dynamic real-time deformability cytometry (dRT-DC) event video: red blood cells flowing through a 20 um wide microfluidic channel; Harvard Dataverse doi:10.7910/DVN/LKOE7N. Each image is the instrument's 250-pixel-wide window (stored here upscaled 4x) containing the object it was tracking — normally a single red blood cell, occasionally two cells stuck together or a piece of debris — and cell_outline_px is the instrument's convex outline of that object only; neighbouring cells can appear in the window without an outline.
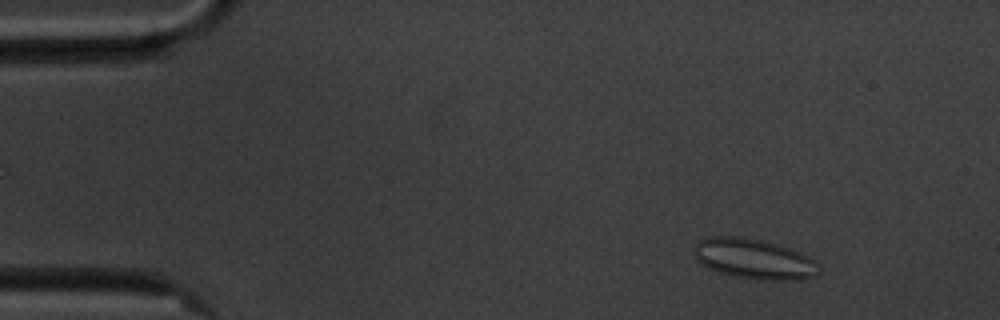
{"species": "common noctule bat (a hibernating species)", "species_latin": "Nyctalus noctula", "temperature_condition": "cold", "stored_images_in_passage": 56, "camera_frame_rate_fps": 3000, "um_per_image_px": 0.085, "animal": {"sex": "male", "body_mass_g": 20.1, "forearm_length_mm": 53.5}, "frame": {"image": 1, "passage_image": 6, "time_ms": 1.667, "image_size_px": [1000, 320], "cell_outline_px": [[820, 272], [816, 276], [800, 280], [760, 280], [736, 276], [720, 272], [708, 268], [696, 260], [692, 252], [696, 244], [704, 236], [740, 236], [760, 240], [776, 244], [788, 248], [808, 256], [820, 264]], "centroid_in_image_um": [64.09, 22.01], "position_along_channel_um": 20.9, "area_um2": 29.48}}
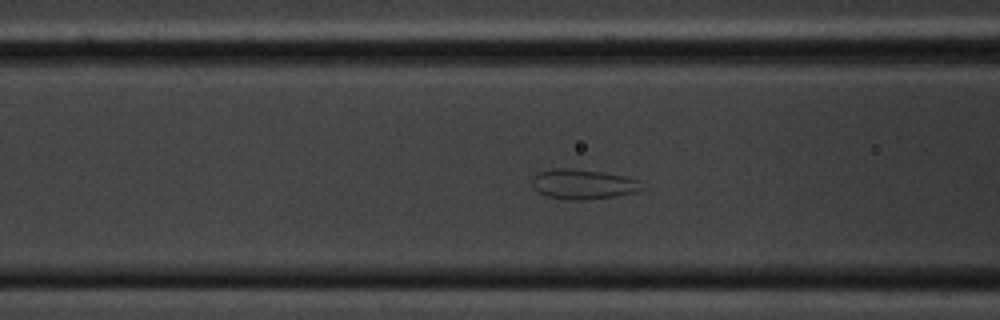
{"frame": {"image": 2, "passage_image": 21, "time_ms": 6.667, "image_size_px": [1000, 320], "cell_outline_px": [[644, 188], [632, 192], [616, 196], [580, 200], [568, 200], [544, 196], [536, 192], [532, 188], [532, 176], [540, 172], [552, 168], [568, 168], [600, 172], [624, 176], [640, 180]], "centroid_in_image_um": [49.49, 15.66], "position_along_channel_um": 117.1, "area_um2": 19.19}}
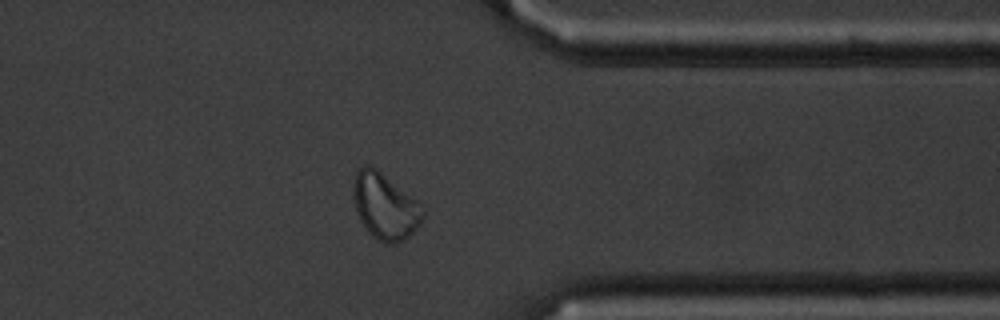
{"frame": {"image": 3, "passage_image": 44, "time_ms": 14.333, "image_size_px": [1000, 320], "cell_outline_px": [[424, 216], [420, 224], [404, 240], [396, 244], [388, 244], [376, 240], [368, 232], [360, 220], [356, 212], [352, 196], [352, 184], [356, 168], [364, 164], [368, 164], [376, 168], [416, 200], [424, 208]], "centroid_in_image_um": [32.68, 17.52], "position_along_channel_um": 378.7, "area_um2": 27.11}}